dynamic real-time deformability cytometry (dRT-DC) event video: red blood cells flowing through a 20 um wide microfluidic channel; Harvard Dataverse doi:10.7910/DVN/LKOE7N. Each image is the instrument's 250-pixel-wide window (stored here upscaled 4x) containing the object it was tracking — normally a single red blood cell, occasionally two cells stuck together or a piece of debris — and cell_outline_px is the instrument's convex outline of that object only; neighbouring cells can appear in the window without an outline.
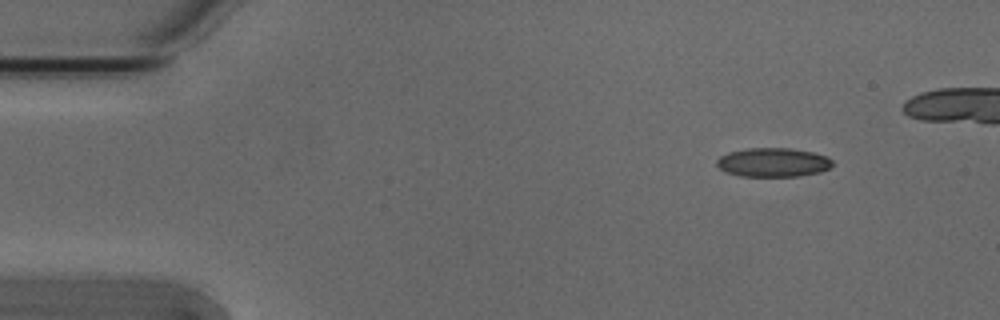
{"species": "Egyptian fruit bat (a non-hibernating species)", "species_latin": "Rousettus aegyptiacus", "temperature_condition": "cold", "stored_images_in_passage": 5, "camera_frame_rate_fps": 3000, "um_per_image_px": 0.085, "animal": {"sex": "male"}, "frame": {"image": 1, "passage_image": 1, "time_ms": 0.0, "image_size_px": [1000, 320], "cell_outline_px": [[832, 164], [828, 168], [820, 172], [796, 176], [740, 176], [724, 172], [716, 164], [716, 160], [720, 156], [728, 152], [748, 148], [788, 148], [812, 152], [828, 156], [832, 160]], "centroid_in_image_um": [65.68, 13.8], "position_along_channel_um": 19.3, "area_um2": 19.54}}